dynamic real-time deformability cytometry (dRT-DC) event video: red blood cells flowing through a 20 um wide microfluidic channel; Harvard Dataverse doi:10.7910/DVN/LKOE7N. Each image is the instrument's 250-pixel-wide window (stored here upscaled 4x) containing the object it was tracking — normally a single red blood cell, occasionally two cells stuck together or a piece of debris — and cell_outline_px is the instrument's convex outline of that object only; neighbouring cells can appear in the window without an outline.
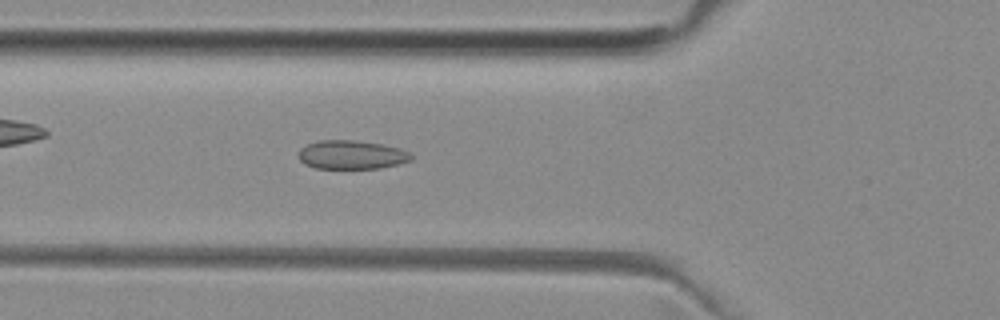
{"species": "common noctule bat (a hibernating species)", "species_latin": "Nyctalus noctula", "temperature_condition": "room temperature", "stored_images_in_passage": 28, "camera_frame_rate_fps": 3000, "um_per_image_px": 0.085, "animal": {"sex": "female", "body_mass_g": 29.2, "forearm_length_mm": 56.3}, "frame": {"image": 1, "passage_image": 6, "time_ms": 1.667, "image_size_px": [1000, 320], "cell_outline_px": [[412, 160], [400, 164], [380, 168], [316, 168], [304, 164], [300, 160], [296, 152], [300, 148], [316, 140], [352, 140], [380, 144], [400, 148], [412, 152]], "centroid_in_image_um": [29.88, 13.15], "position_along_channel_um": 95.9, "area_um2": 19.07}}
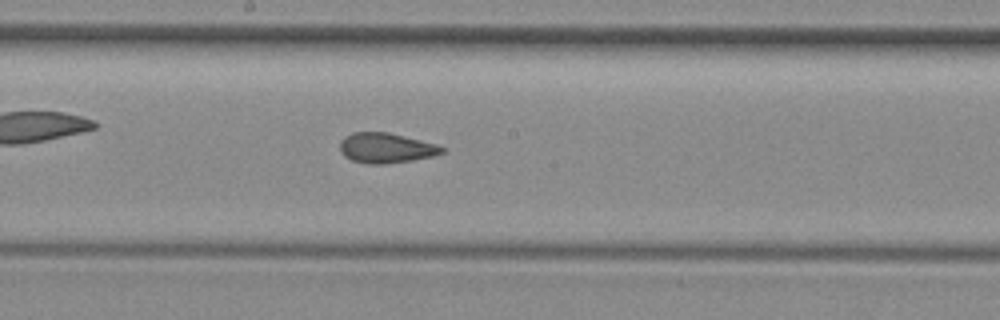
{"frame": {"image": 2, "passage_image": 15, "time_ms": 4.667, "image_size_px": [1000, 320], "cell_outline_px": [[444, 152], [432, 156], [412, 160], [384, 164], [368, 164], [352, 160], [344, 156], [340, 152], [340, 140], [344, 136], [352, 132], [388, 132], [436, 144], [444, 148]], "centroid_in_image_um": [32.76, 12.57], "position_along_channel_um": 215.4, "area_um2": 17.86}}
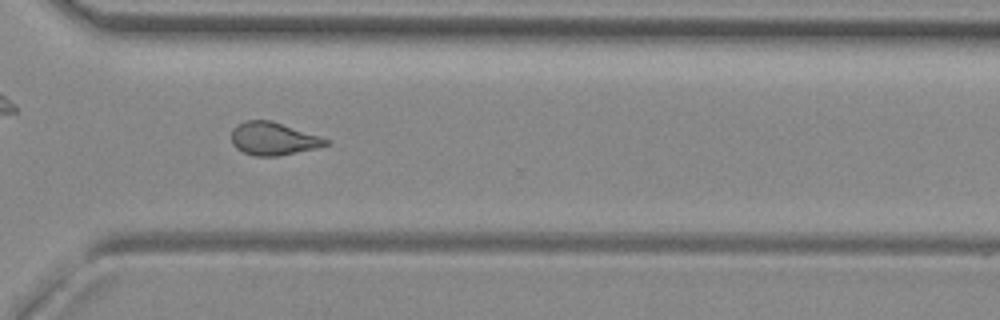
{"frame": {"image": 3, "passage_image": 25, "time_ms": 8.0, "image_size_px": [1000, 320], "cell_outline_px": [[332, 144], [316, 148], [276, 156], [252, 156], [236, 148], [232, 144], [232, 128], [236, 124], [244, 120], [272, 120], [332, 140]], "centroid_in_image_um": [23.24, 11.78], "position_along_channel_um": 347.4, "area_um2": 18.32}, "authors_computed_cell_mechanics": {"area_um2": 18.0336, "velocity_mm_per_s": 3.9632, "shape_relaxation_time_tau1_ms": null, "shape_relaxation_time_tau2_ms": 1.8625, "deformation_change_tau1": null, "deformation_change_tau2": 0.0744}}